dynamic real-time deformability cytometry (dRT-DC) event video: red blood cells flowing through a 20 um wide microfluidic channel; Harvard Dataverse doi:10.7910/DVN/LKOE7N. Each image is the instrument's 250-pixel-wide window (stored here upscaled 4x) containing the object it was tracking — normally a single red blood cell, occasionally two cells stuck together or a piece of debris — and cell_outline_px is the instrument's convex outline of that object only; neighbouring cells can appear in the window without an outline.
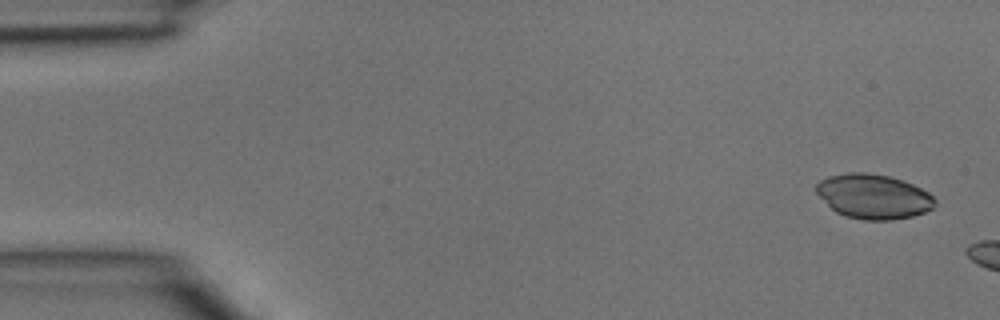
{"species": "common noctule bat (a hibernating species)", "species_latin": "Nyctalus noctula", "temperature_condition": "room temperature", "stored_images_in_passage": 2, "camera_frame_rate_fps": 3000, "um_per_image_px": 0.085, "animal": {"sex": "male", "body_mass_g": 15.6}, "frame": {"image": 1, "passage_image": 1, "time_ms": 0.0, "image_size_px": [1000, 320], "cell_outline_px": [[936, 204], [932, 208], [924, 212], [912, 216], [892, 220], [864, 220], [844, 216], [836, 212], [816, 192], [816, 184], [820, 180], [828, 176], [848, 172], [864, 172], [888, 176], [912, 184], [928, 192], [936, 200]], "centroid_in_image_um": [74.24, 16.7], "position_along_channel_um": 10.8, "area_um2": 30.69}}